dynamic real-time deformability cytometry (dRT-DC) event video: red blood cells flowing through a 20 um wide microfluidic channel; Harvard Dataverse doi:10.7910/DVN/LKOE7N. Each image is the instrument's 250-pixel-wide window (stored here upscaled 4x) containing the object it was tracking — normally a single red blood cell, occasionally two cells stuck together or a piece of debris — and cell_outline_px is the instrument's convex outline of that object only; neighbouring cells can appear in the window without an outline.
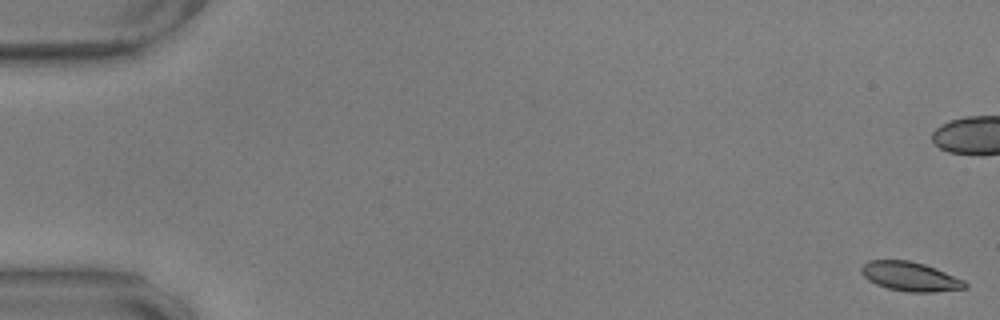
{"species": "common noctule bat (a hibernating species)", "species_latin": "Nyctalus noctula", "temperature_condition": "warm", "stored_images_in_passage": 59, "camera_frame_rate_fps": 3000, "um_per_image_px": 0.085, "animal": {"sex": "male", "body_mass_g": 17.9, "forearm_length_mm": 54.2}, "frame": {"image": 1, "passage_image": 1, "time_ms": 0.0, "image_size_px": [1000, 320], "cell_outline_px": [[968, 288], [936, 292], [908, 292], [888, 288], [876, 284], [868, 280], [860, 272], [860, 268], [868, 260], [908, 260], [924, 264], [936, 268], [964, 280], [968, 284]], "centroid_in_image_um": [77.38, 23.5], "position_along_channel_um": 7.6, "area_um2": 17.74}, "authors_computed_cell_mechanics": {"area_um2": 18.2648, "velocity_mm_per_s": 3.5323, "shape_relaxation_time_tau1_ms": 4.2867, "shape_relaxation_time_tau2_ms": 5.7597, "deformation_change_tau1": 0.1245, "deformation_change_tau2": 0.1121}}